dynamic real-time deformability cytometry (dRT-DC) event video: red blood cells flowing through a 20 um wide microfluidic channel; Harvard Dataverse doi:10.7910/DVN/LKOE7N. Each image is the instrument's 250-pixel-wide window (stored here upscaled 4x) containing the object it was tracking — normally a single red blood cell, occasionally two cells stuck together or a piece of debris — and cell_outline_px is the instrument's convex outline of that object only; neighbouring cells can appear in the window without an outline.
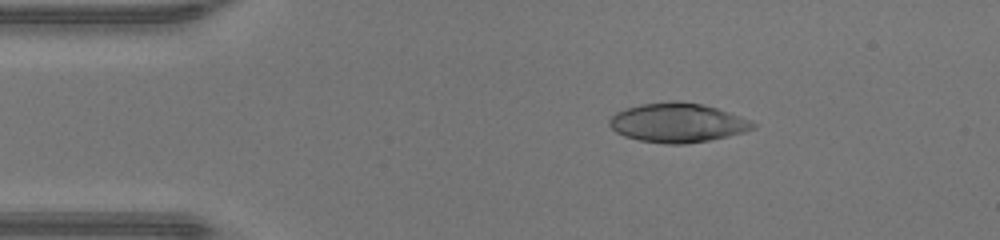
{"species": "human", "species_latin": "Homo sapiens", "temperature_condition": "warm", "stored_images_in_passage": 46, "camera_frame_rate_fps": 3000, "um_per_image_px": 0.085, "donor": {"sex": "male"}, "frame": {"image": 1, "passage_image": 8, "time_ms": 2.333, "image_size_px": [1000, 240], "cell_outline_px": [[756, 128], [744, 132], [728, 136], [708, 140], [684, 144], [664, 144], [640, 140], [624, 136], [616, 132], [608, 124], [608, 120], [616, 112], [624, 108], [640, 104], [672, 100], [676, 100], [700, 104], [716, 108], [752, 120], [756, 124]], "centroid_in_image_um": [57.58, 10.43], "position_along_channel_um": 27.4, "area_um2": 32.95}}
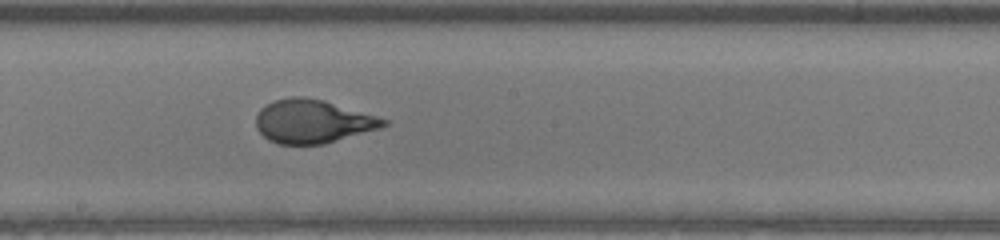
{"frame": {"image": 2, "passage_image": 25, "time_ms": 8.0, "image_size_px": [1000, 240], "cell_outline_px": [[392, 120], [388, 124], [380, 128], [324, 144], [280, 144], [268, 140], [256, 128], [256, 116], [260, 108], [272, 100], [292, 96], [304, 96], [324, 100]], "centroid_in_image_um": [26.59, 10.3], "position_along_channel_um": 221.6, "area_um2": 32.6}}
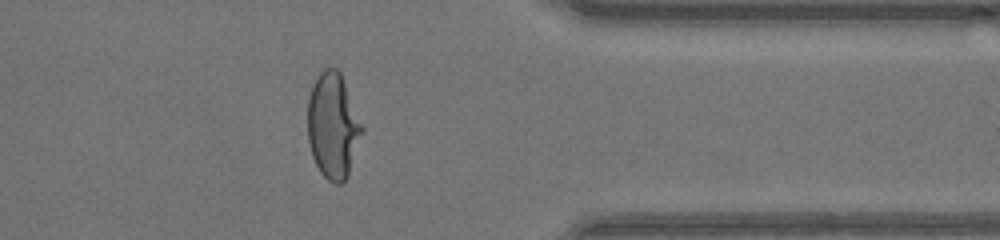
{"frame": {"image": 3, "passage_image": 37, "time_ms": 12.0, "image_size_px": [1000, 240], "cell_outline_px": [[364, 132], [348, 176], [340, 184], [336, 184], [328, 180], [320, 172], [312, 156], [308, 140], [308, 100], [312, 88], [320, 72], [324, 68], [336, 68], [340, 72], [364, 128]], "centroid_in_image_um": [28.32, 10.73], "position_along_channel_um": 383.1, "area_um2": 33.35}, "authors_computed_cell_mechanics": {"area_um2": 32.8593, "velocity_mm_per_s": 4.4125, "shape_relaxation_time_tau1_ms": 6.4673, "shape_relaxation_time_tau2_ms": null, "deformation_change_tau1": 0.3163, "deformation_change_tau2": null}}